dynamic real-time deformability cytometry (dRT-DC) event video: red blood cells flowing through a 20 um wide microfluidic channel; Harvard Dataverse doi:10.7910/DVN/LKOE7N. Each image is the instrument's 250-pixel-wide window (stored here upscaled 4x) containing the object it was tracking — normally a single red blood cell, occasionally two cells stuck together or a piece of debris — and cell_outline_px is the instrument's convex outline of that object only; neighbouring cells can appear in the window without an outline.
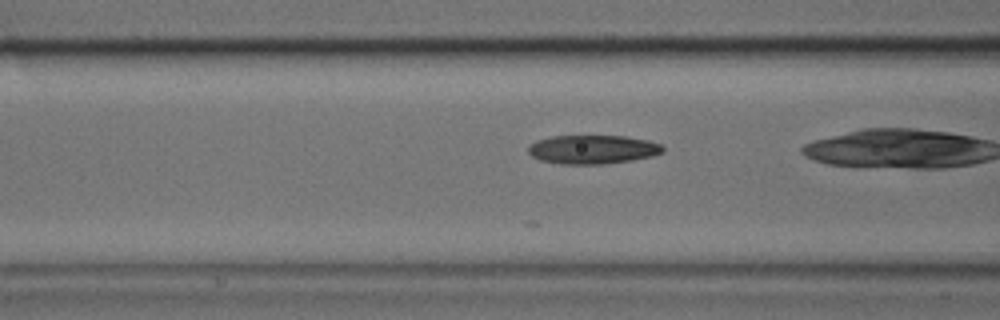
{"species": "common noctule bat (a hibernating species)", "species_latin": "Nyctalus noctula", "temperature_condition": "cold", "stored_images_in_passage": 12, "camera_frame_rate_fps": 3000, "um_per_image_px": 0.085, "animal": {"sex": "male", "body_mass_g": 17.9, "forearm_length_mm": 54.2}, "frame": {"image": 1, "passage_image": 4, "time_ms": 1.0, "image_size_px": [1000, 320], "cell_outline_px": [[664, 152], [652, 156], [632, 160], [604, 164], [560, 164], [540, 160], [532, 156], [528, 152], [528, 144], [536, 140], [552, 136], [624, 136], [648, 140], [660, 144], [664, 148]], "centroid_in_image_um": [50.36, 12.7], "position_along_channel_um": 116.2, "area_um2": 22.72}}